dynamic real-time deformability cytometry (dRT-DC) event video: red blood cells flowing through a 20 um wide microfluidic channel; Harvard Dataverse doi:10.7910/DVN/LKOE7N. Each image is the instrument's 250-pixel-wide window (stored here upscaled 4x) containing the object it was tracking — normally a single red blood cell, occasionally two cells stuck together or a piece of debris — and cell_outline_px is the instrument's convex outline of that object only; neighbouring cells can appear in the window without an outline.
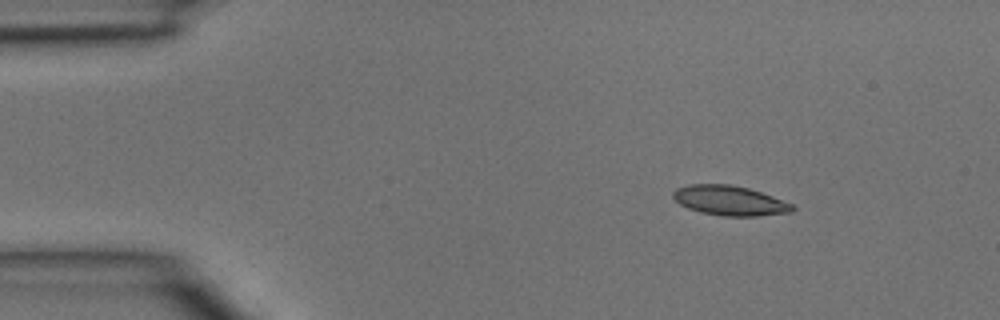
{"species": "common noctule bat (a hibernating species)", "species_latin": "Nyctalus noctula", "temperature_condition": "room temperature", "stored_images_in_passage": 4, "camera_frame_rate_fps": 3000, "um_per_image_px": 0.085, "animal": {"sex": "male", "body_mass_g": 15.6}, "frame": {"image": 1, "passage_image": 1, "time_ms": 0.0, "image_size_px": [1000, 320], "cell_outline_px": [[796, 208], [792, 212], [756, 216], [720, 216], [700, 212], [688, 208], [680, 204], [672, 196], [672, 192], [676, 188], [688, 184], [732, 184], [748, 188], [772, 196], [792, 204]], "centroid_in_image_um": [62.0, 17.05], "position_along_channel_um": 23.0, "area_um2": 20.75}}
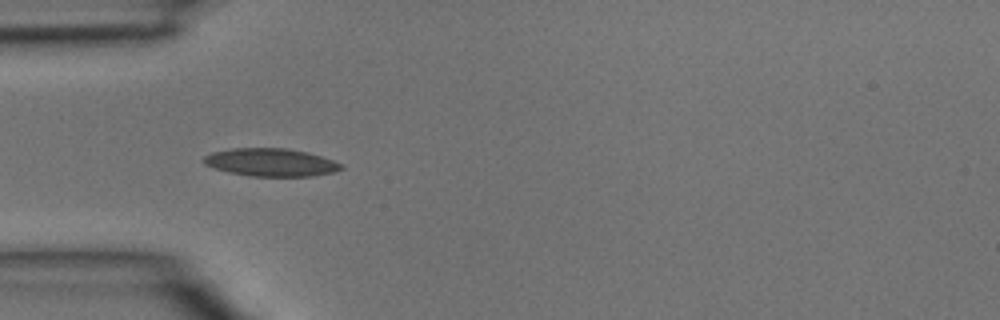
{"frame": {"image": 2, "passage_image": 3, "time_ms": 0.667, "image_size_px": [1000, 320], "cell_outline_px": [[344, 168], [332, 172], [312, 176], [252, 176], [228, 172], [204, 164], [200, 160], [204, 156], [212, 152], [232, 148], [288, 148], [308, 152], [344, 164]], "centroid_in_image_um": [23.01, 13.79], "position_along_channel_um": 62.0, "area_um2": 22.37}}
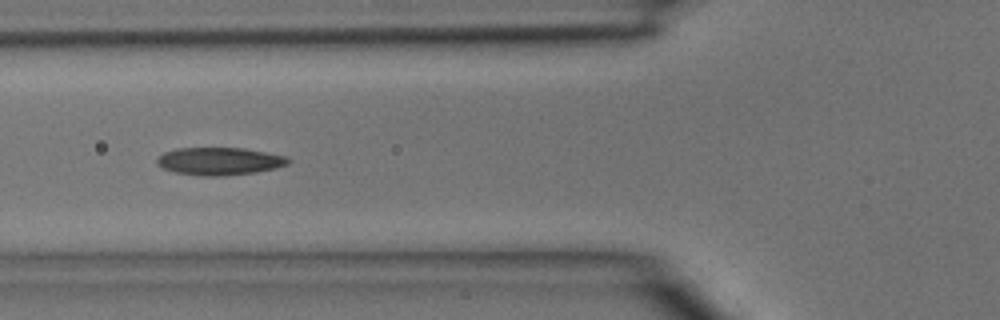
{"frame": {"image": 3, "passage_image": 4, "time_ms": 1.0, "image_size_px": [1000, 320], "cell_outline_px": [[292, 160], [288, 164], [276, 168], [256, 172], [224, 176], [196, 176], [176, 172], [164, 168], [156, 164], [156, 156], [164, 152], [176, 148], [244, 148], [288, 156]], "centroid_in_image_um": [18.66, 13.7], "position_along_channel_um": 107.1, "area_um2": 21.44}}